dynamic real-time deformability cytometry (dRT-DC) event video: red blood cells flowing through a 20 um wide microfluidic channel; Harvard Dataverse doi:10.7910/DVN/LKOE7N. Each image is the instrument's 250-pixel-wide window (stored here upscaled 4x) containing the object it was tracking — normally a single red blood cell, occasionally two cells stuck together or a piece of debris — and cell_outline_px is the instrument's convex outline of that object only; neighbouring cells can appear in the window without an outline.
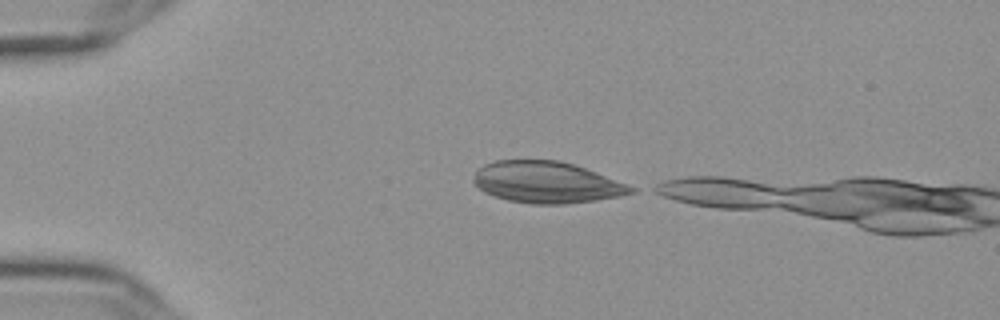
{"species": "Egyptian fruit bat (a non-hibernating species)", "species_latin": "Rousettus aegyptiacus", "temperature_condition": "cold", "stored_images_in_passage": 10, "camera_frame_rate_fps": 3000, "um_per_image_px": 0.085, "frame": {"image": 1, "passage_image": 1, "time_ms": 0.0, "image_size_px": [1000, 320], "cell_outline_px": [[636, 192], [620, 196], [596, 200], [564, 204], [532, 204], [508, 200], [484, 192], [476, 188], [472, 184], [472, 180], [476, 172], [484, 164], [496, 160], [556, 160], [572, 164], [596, 172], [636, 188]], "centroid_in_image_um": [46.42, 15.5], "position_along_channel_um": 38.6, "area_um2": 37.92}}
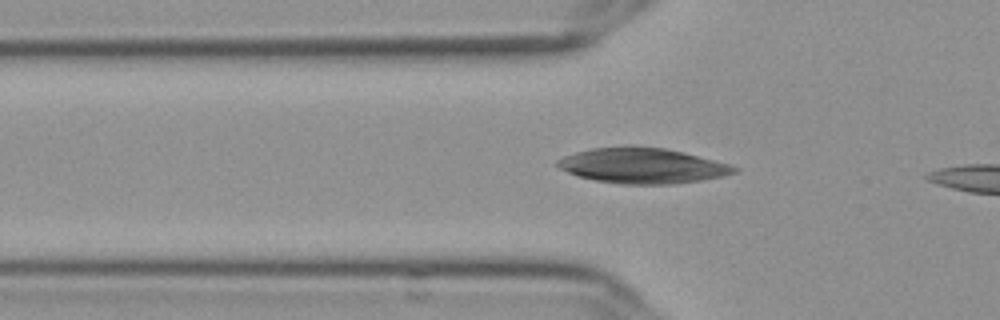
{"frame": {"image": 2, "passage_image": 7, "time_ms": 2.0, "image_size_px": [1000, 320], "cell_outline_px": [[740, 168], [736, 172], [724, 176], [700, 180], [672, 184], [620, 184], [596, 180], [580, 176], [568, 172], [560, 168], [556, 164], [556, 160], [564, 156], [576, 152], [592, 148], [664, 148], [684, 152], [728, 164]], "centroid_in_image_um": [54.63, 14.11], "position_along_channel_um": 71.2, "area_um2": 35.55}}